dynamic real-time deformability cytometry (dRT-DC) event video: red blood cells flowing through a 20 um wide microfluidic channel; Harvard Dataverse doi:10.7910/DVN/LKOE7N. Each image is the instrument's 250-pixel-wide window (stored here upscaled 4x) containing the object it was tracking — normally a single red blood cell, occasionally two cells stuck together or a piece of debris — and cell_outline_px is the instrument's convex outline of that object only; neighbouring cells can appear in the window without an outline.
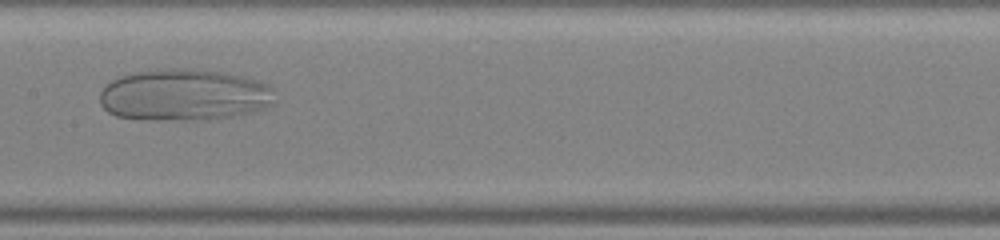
{"species": "human", "species_latin": "Homo sapiens", "temperature_condition": "warm", "stored_images_in_passage": 42, "camera_frame_rate_fps": 3000, "um_per_image_px": 0.085, "donor": {"sex": "male"}, "frame": {"image": 1, "passage_image": 20, "time_ms": 6.333, "image_size_px": [1000, 240], "cell_outline_px": [[276, 100], [268, 108], [252, 112], [232, 116], [208, 120], [140, 120], [116, 116], [108, 112], [100, 104], [100, 92], [112, 80], [120, 76], [136, 72], [160, 68], [192, 68], [220, 72], [240, 76], [256, 80], [268, 84], [272, 88]], "centroid_in_image_um": [15.66, 8.08], "position_along_channel_um": 191.7, "area_um2": 53.35}}
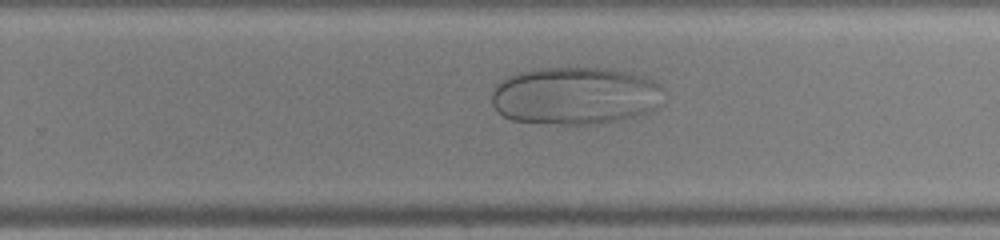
{"frame": {"image": 2, "passage_image": 26, "time_ms": 8.333, "image_size_px": [1000, 240], "cell_outline_px": [[664, 88], [660, 108], [648, 112], [616, 120], [592, 124], [564, 124], [512, 120], [496, 112], [492, 104], [492, 92], [496, 84], [500, 80], [516, 72], [536, 68], [608, 68], [644, 76], [660, 84]], "centroid_in_image_um": [48.89, 8.12], "position_along_channel_um": 280.9, "area_um2": 58.15}}